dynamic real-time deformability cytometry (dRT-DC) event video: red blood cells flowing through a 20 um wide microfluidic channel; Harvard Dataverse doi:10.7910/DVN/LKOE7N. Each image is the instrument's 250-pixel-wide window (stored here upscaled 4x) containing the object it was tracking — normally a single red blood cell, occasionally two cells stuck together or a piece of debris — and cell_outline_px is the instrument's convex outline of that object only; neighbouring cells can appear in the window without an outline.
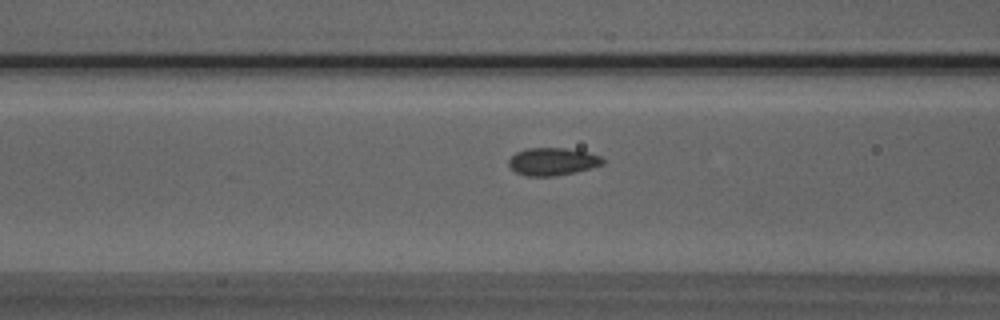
{"species": "Egyptian fruit bat (a non-hibernating species)", "species_latin": "Rousettus aegyptiacus", "temperature_condition": "room temperature", "stored_images_in_passage": 37, "camera_frame_rate_fps": 3000, "um_per_image_px": 0.085, "animal": {"sex": "male"}, "frame": {"image": 1, "passage_image": 15, "time_ms": 4.667, "image_size_px": [1000, 320], "cell_outline_px": [[604, 164], [592, 168], [576, 172], [556, 176], [528, 176], [516, 172], [508, 164], [508, 160], [516, 152], [528, 148], [564, 148], [584, 152], [600, 156], [604, 160]], "centroid_in_image_um": [46.97, 13.74], "position_along_channel_um": 119.6, "area_um2": 15.03}}
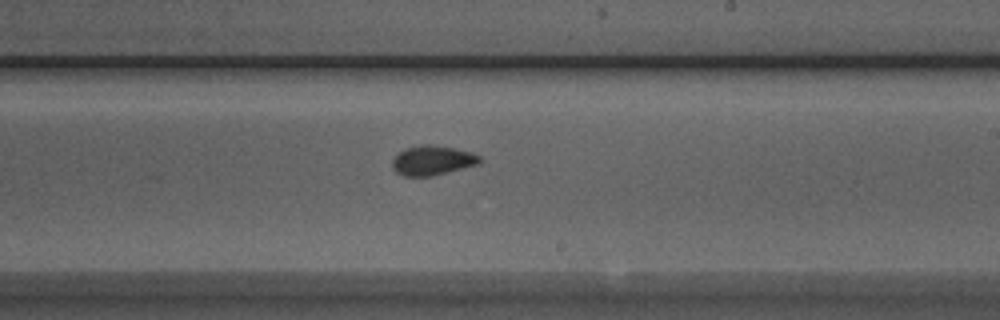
{"frame": {"image": 2, "passage_image": 25, "time_ms": 8.0, "image_size_px": [1000, 320], "cell_outline_px": [[480, 164], [432, 176], [404, 176], [396, 172], [392, 168], [392, 160], [404, 148], [420, 144], [428, 144], [452, 148], [472, 152], [480, 156]], "centroid_in_image_um": [36.74, 13.63], "position_along_channel_um": 252.3, "area_um2": 15.09}}
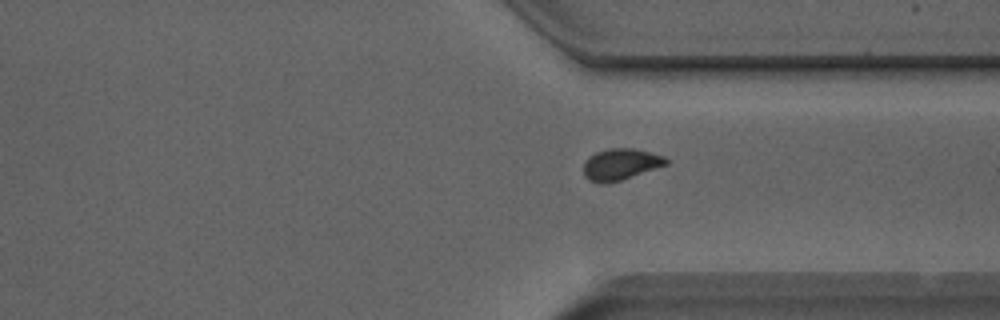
{"frame": {"image": 3, "passage_image": 33, "time_ms": 10.667, "image_size_px": [1000, 320], "cell_outline_px": [[668, 164], [620, 180], [604, 184], [600, 184], [588, 180], [584, 176], [584, 164], [588, 156], [596, 152], [608, 148], [636, 148], [664, 156], [668, 160]], "centroid_in_image_um": [52.73, 13.96], "position_along_channel_um": 358.7, "area_um2": 15.14}}